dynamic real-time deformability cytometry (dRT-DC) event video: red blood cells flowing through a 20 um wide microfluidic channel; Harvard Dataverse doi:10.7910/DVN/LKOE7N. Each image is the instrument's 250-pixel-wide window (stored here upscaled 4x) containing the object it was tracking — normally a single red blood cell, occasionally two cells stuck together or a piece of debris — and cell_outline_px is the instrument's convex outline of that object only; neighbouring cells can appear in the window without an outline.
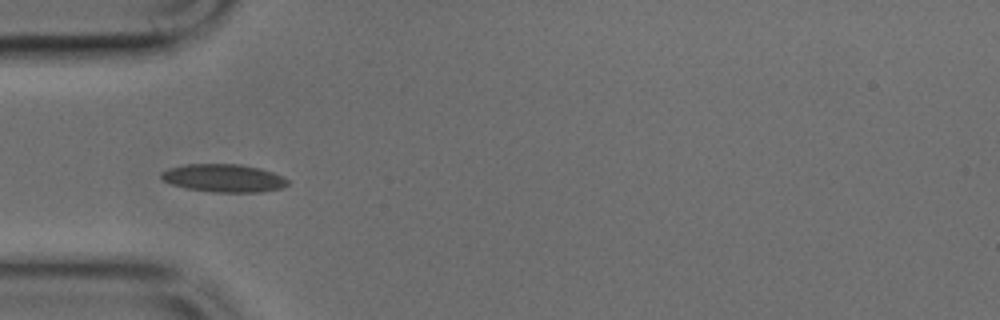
{"species": "common noctule bat (a hibernating species)", "species_latin": "Nyctalus noctula", "temperature_condition": "cold", "stored_images_in_passage": 4, "camera_frame_rate_fps": 3000, "um_per_image_px": 0.085, "animal": {"sex": "male", "body_mass_g": 17.9, "forearm_length_mm": 54.2}, "frame": {"image": 1, "passage_image": 1, "time_ms": 0.0, "image_size_px": [1000, 320], "cell_outline_px": [[288, 184], [280, 188], [260, 192], [216, 192], [184, 188], [172, 184], [164, 180], [160, 176], [160, 172], [168, 168], [184, 164], [240, 164], [260, 168], [284, 176], [288, 180]], "centroid_in_image_um": [19.0, 15.13], "position_along_channel_um": 66.0, "area_um2": 20.63}}